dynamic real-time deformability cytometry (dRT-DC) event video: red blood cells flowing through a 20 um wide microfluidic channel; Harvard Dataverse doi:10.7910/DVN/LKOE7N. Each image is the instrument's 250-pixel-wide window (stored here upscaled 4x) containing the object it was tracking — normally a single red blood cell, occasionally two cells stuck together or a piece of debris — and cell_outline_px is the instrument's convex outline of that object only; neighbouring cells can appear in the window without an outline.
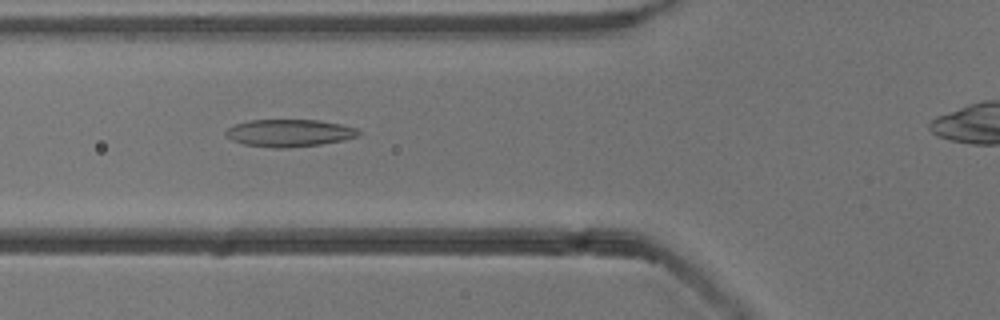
{"species": "common noctule bat (a hibernating species)", "species_latin": "Nyctalus noctula", "temperature_condition": "cold", "stored_images_in_passage": 42, "camera_frame_rate_fps": 3000, "um_per_image_px": 0.085, "animal": {"sex": "male", "body_mass_g": 13.3}, "frame": {"image": 1, "passage_image": 15, "time_ms": 4.667, "image_size_px": [1000, 320], "cell_outline_px": [[364, 132], [360, 136], [344, 140], [320, 144], [284, 148], [272, 148], [244, 144], [232, 140], [224, 132], [228, 128], [236, 124], [252, 120], [320, 120], [340, 124], [356, 128]], "centroid_in_image_um": [24.65, 11.3], "position_along_channel_um": 101.2, "area_um2": 21.15}}
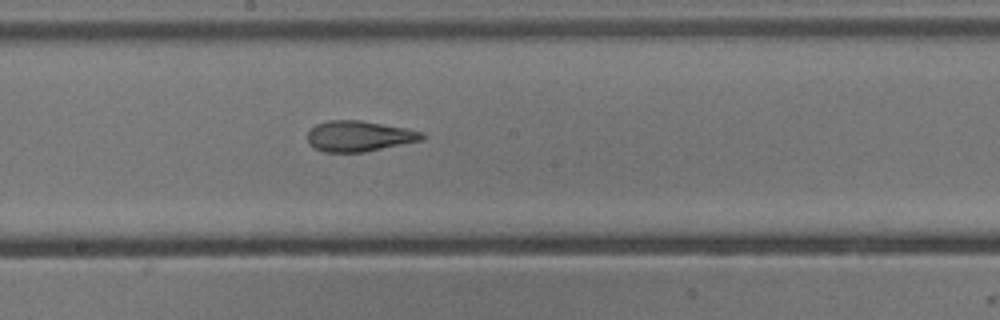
{"frame": {"image": 2, "passage_image": 24, "time_ms": 7.667, "image_size_px": [1000, 320], "cell_outline_px": [[424, 140], [364, 152], [324, 152], [308, 144], [308, 132], [316, 124], [328, 120], [360, 120], [404, 128], [424, 132]], "centroid_in_image_um": [30.52, 11.57], "position_along_channel_um": 217.7, "area_um2": 20.4}}
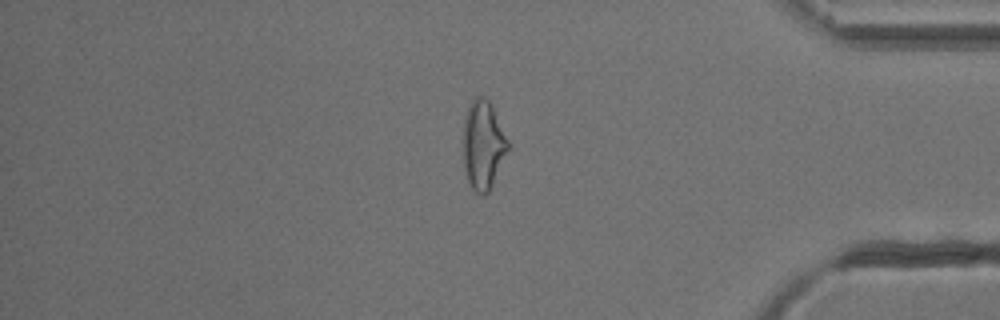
{"frame": {"image": 3, "passage_image": 40, "time_ms": 13.0, "image_size_px": [1000, 320], "cell_outline_px": [[508, 148], [492, 184], [488, 192], [484, 196], [480, 196], [468, 184], [464, 168], [464, 116], [468, 104], [476, 96], [484, 96], [488, 100], [508, 140]], "centroid_in_image_um": [41.03, 12.33], "position_along_channel_um": 394.2, "area_um2": 22.77}}